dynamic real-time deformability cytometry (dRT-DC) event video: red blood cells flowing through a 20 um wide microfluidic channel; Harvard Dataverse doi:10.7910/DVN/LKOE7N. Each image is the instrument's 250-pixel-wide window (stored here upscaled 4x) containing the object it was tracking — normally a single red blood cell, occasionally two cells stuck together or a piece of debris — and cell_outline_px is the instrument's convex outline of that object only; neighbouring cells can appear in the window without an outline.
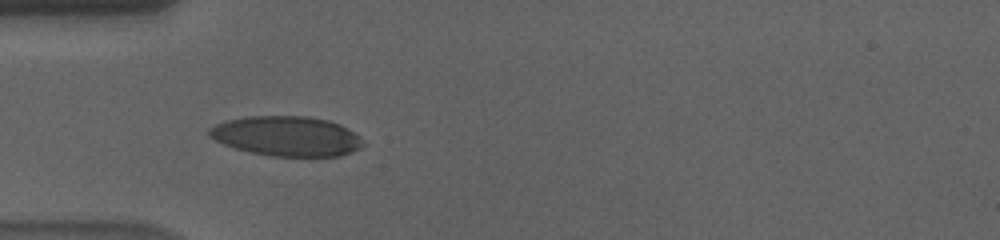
{"species": "human", "species_latin": "Homo sapiens", "temperature_condition": "cold", "stored_images_in_passage": 46, "camera_frame_rate_fps": 3000, "um_per_image_px": 0.085, "donor": {"sex": "male"}, "frame": {"image": 1, "passage_image": 7, "time_ms": 2.0, "image_size_px": [1000, 240], "cell_outline_px": [[364, 144], [360, 148], [352, 152], [340, 156], [272, 156], [252, 152], [236, 148], [224, 144], [208, 136], [208, 128], [216, 124], [228, 120], [244, 116], [308, 116], [328, 120], [340, 124], [360, 136]], "centroid_in_image_um": [24.38, 11.56], "position_along_channel_um": 60.6, "area_um2": 35.72}}
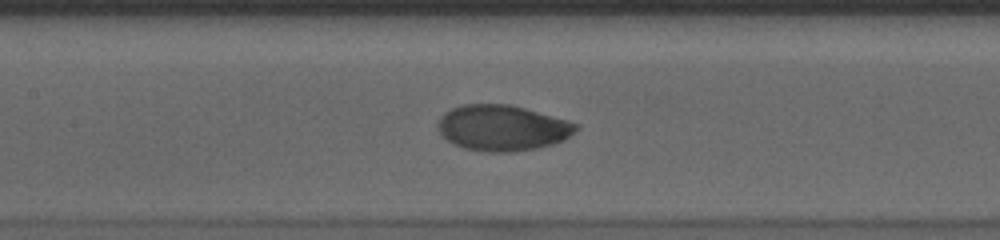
{"frame": {"image": 2, "passage_image": 16, "time_ms": 5.0, "image_size_px": [1000, 240], "cell_outline_px": [[580, 128], [576, 132], [564, 140], [552, 144], [536, 148], [516, 152], [488, 152], [464, 148], [452, 144], [440, 136], [440, 116], [444, 112], [452, 108], [464, 104], [508, 104], [524, 108], [568, 120], [580, 124]], "centroid_in_image_um": [42.73, 10.88], "position_along_channel_um": 164.7, "area_um2": 36.99}}
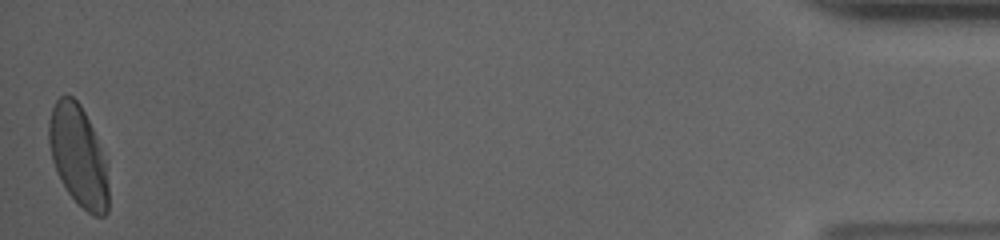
{"frame": {"image": 3, "passage_image": 46, "time_ms": 15.0, "image_size_px": [1000, 240], "cell_outline_px": [[108, 212], [104, 216], [92, 216], [68, 192], [60, 180], [56, 172], [52, 160], [48, 140], [48, 120], [52, 108], [56, 100], [60, 96], [72, 96], [80, 104], [92, 128], [100, 148], [104, 160], [108, 188]], "centroid_in_image_um": [6.62, 13.25], "position_along_channel_um": 428.6, "area_um2": 34.51}, "authors_computed_cell_mechanics": {"area_um2": 36.1539, "velocity_mm_per_s": 3.5632, "shape_relaxation_time_tau1_ms": 3.5217, "shape_relaxation_time_tau2_ms": null, "deformation_change_tau1": 0.1566, "deformation_change_tau2": null}}